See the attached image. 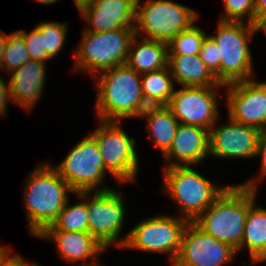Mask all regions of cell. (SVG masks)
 I'll use <instances>...</instances> for the list:
<instances>
[{
	"mask_svg": "<svg viewBox=\"0 0 266 266\" xmlns=\"http://www.w3.org/2000/svg\"><path fill=\"white\" fill-rule=\"evenodd\" d=\"M266 18V0H255V24Z\"/></svg>",
	"mask_w": 266,
	"mask_h": 266,
	"instance_id": "36",
	"label": "cell"
},
{
	"mask_svg": "<svg viewBox=\"0 0 266 266\" xmlns=\"http://www.w3.org/2000/svg\"><path fill=\"white\" fill-rule=\"evenodd\" d=\"M44 37V51L52 59L61 51L68 30L67 23L43 22L35 26Z\"/></svg>",
	"mask_w": 266,
	"mask_h": 266,
	"instance_id": "28",
	"label": "cell"
},
{
	"mask_svg": "<svg viewBox=\"0 0 266 266\" xmlns=\"http://www.w3.org/2000/svg\"><path fill=\"white\" fill-rule=\"evenodd\" d=\"M173 81L174 78L168 66L157 71L141 74L142 94L161 99L168 105L175 91Z\"/></svg>",
	"mask_w": 266,
	"mask_h": 266,
	"instance_id": "25",
	"label": "cell"
},
{
	"mask_svg": "<svg viewBox=\"0 0 266 266\" xmlns=\"http://www.w3.org/2000/svg\"><path fill=\"white\" fill-rule=\"evenodd\" d=\"M225 86L190 87L175 90L168 107L179 123L196 125L210 130L217 124L218 104L216 89Z\"/></svg>",
	"mask_w": 266,
	"mask_h": 266,
	"instance_id": "13",
	"label": "cell"
},
{
	"mask_svg": "<svg viewBox=\"0 0 266 266\" xmlns=\"http://www.w3.org/2000/svg\"><path fill=\"white\" fill-rule=\"evenodd\" d=\"M92 192L75 193L81 201L69 206V201L64 208L44 231H72V232H88L89 213L86 206V198Z\"/></svg>",
	"mask_w": 266,
	"mask_h": 266,
	"instance_id": "23",
	"label": "cell"
},
{
	"mask_svg": "<svg viewBox=\"0 0 266 266\" xmlns=\"http://www.w3.org/2000/svg\"><path fill=\"white\" fill-rule=\"evenodd\" d=\"M224 13L221 21H244L255 25V0H224Z\"/></svg>",
	"mask_w": 266,
	"mask_h": 266,
	"instance_id": "29",
	"label": "cell"
},
{
	"mask_svg": "<svg viewBox=\"0 0 266 266\" xmlns=\"http://www.w3.org/2000/svg\"><path fill=\"white\" fill-rule=\"evenodd\" d=\"M39 238L53 240L61 257L71 263L85 261L94 258V262L86 263L83 266L98 265L96 259L105 248L89 232L72 231H43Z\"/></svg>",
	"mask_w": 266,
	"mask_h": 266,
	"instance_id": "19",
	"label": "cell"
},
{
	"mask_svg": "<svg viewBox=\"0 0 266 266\" xmlns=\"http://www.w3.org/2000/svg\"><path fill=\"white\" fill-rule=\"evenodd\" d=\"M11 252L10 248L8 249L5 246H0V262Z\"/></svg>",
	"mask_w": 266,
	"mask_h": 266,
	"instance_id": "40",
	"label": "cell"
},
{
	"mask_svg": "<svg viewBox=\"0 0 266 266\" xmlns=\"http://www.w3.org/2000/svg\"><path fill=\"white\" fill-rule=\"evenodd\" d=\"M266 261V247L262 250V252L255 257L252 262L253 263H259V262H264Z\"/></svg>",
	"mask_w": 266,
	"mask_h": 266,
	"instance_id": "39",
	"label": "cell"
},
{
	"mask_svg": "<svg viewBox=\"0 0 266 266\" xmlns=\"http://www.w3.org/2000/svg\"><path fill=\"white\" fill-rule=\"evenodd\" d=\"M255 25L243 21H218L217 33L208 35L218 47V81L229 84L251 80L253 60L248 41Z\"/></svg>",
	"mask_w": 266,
	"mask_h": 266,
	"instance_id": "4",
	"label": "cell"
},
{
	"mask_svg": "<svg viewBox=\"0 0 266 266\" xmlns=\"http://www.w3.org/2000/svg\"><path fill=\"white\" fill-rule=\"evenodd\" d=\"M97 121L129 119L142 95L141 74L122 64L95 75Z\"/></svg>",
	"mask_w": 266,
	"mask_h": 266,
	"instance_id": "3",
	"label": "cell"
},
{
	"mask_svg": "<svg viewBox=\"0 0 266 266\" xmlns=\"http://www.w3.org/2000/svg\"><path fill=\"white\" fill-rule=\"evenodd\" d=\"M140 2H136L135 34H147L144 38L149 40L168 43L181 31L191 28L198 19L193 9L173 1L147 0L142 6Z\"/></svg>",
	"mask_w": 266,
	"mask_h": 266,
	"instance_id": "7",
	"label": "cell"
},
{
	"mask_svg": "<svg viewBox=\"0 0 266 266\" xmlns=\"http://www.w3.org/2000/svg\"><path fill=\"white\" fill-rule=\"evenodd\" d=\"M35 1L45 4V5H49V4L57 2L58 0H35Z\"/></svg>",
	"mask_w": 266,
	"mask_h": 266,
	"instance_id": "41",
	"label": "cell"
},
{
	"mask_svg": "<svg viewBox=\"0 0 266 266\" xmlns=\"http://www.w3.org/2000/svg\"><path fill=\"white\" fill-rule=\"evenodd\" d=\"M24 186V202L30 234L38 237L58 217L69 200L70 185L50 163L39 164Z\"/></svg>",
	"mask_w": 266,
	"mask_h": 266,
	"instance_id": "1",
	"label": "cell"
},
{
	"mask_svg": "<svg viewBox=\"0 0 266 266\" xmlns=\"http://www.w3.org/2000/svg\"><path fill=\"white\" fill-rule=\"evenodd\" d=\"M199 56L218 80V47L209 36L204 39Z\"/></svg>",
	"mask_w": 266,
	"mask_h": 266,
	"instance_id": "32",
	"label": "cell"
},
{
	"mask_svg": "<svg viewBox=\"0 0 266 266\" xmlns=\"http://www.w3.org/2000/svg\"><path fill=\"white\" fill-rule=\"evenodd\" d=\"M8 35L0 30V67L3 58L5 46L7 44Z\"/></svg>",
	"mask_w": 266,
	"mask_h": 266,
	"instance_id": "37",
	"label": "cell"
},
{
	"mask_svg": "<svg viewBox=\"0 0 266 266\" xmlns=\"http://www.w3.org/2000/svg\"><path fill=\"white\" fill-rule=\"evenodd\" d=\"M88 1H91V0H74L76 8H78L80 5H82Z\"/></svg>",
	"mask_w": 266,
	"mask_h": 266,
	"instance_id": "42",
	"label": "cell"
},
{
	"mask_svg": "<svg viewBox=\"0 0 266 266\" xmlns=\"http://www.w3.org/2000/svg\"><path fill=\"white\" fill-rule=\"evenodd\" d=\"M236 253L229 244L220 242L189 221L172 266H223L229 264Z\"/></svg>",
	"mask_w": 266,
	"mask_h": 266,
	"instance_id": "12",
	"label": "cell"
},
{
	"mask_svg": "<svg viewBox=\"0 0 266 266\" xmlns=\"http://www.w3.org/2000/svg\"><path fill=\"white\" fill-rule=\"evenodd\" d=\"M53 168L75 193L110 190L105 186L101 189L97 187L104 183L106 169L96 140L91 135L80 140Z\"/></svg>",
	"mask_w": 266,
	"mask_h": 266,
	"instance_id": "9",
	"label": "cell"
},
{
	"mask_svg": "<svg viewBox=\"0 0 266 266\" xmlns=\"http://www.w3.org/2000/svg\"><path fill=\"white\" fill-rule=\"evenodd\" d=\"M167 106L161 99L154 98L148 94H142L131 117H140L147 120L151 116L161 112Z\"/></svg>",
	"mask_w": 266,
	"mask_h": 266,
	"instance_id": "31",
	"label": "cell"
},
{
	"mask_svg": "<svg viewBox=\"0 0 266 266\" xmlns=\"http://www.w3.org/2000/svg\"><path fill=\"white\" fill-rule=\"evenodd\" d=\"M147 131L152 142L158 146L164 155L170 148L176 135L178 119L173 115L171 109L167 106L161 112L147 119Z\"/></svg>",
	"mask_w": 266,
	"mask_h": 266,
	"instance_id": "24",
	"label": "cell"
},
{
	"mask_svg": "<svg viewBox=\"0 0 266 266\" xmlns=\"http://www.w3.org/2000/svg\"><path fill=\"white\" fill-rule=\"evenodd\" d=\"M11 100L9 83L4 81L0 76V115L5 116L7 113V101Z\"/></svg>",
	"mask_w": 266,
	"mask_h": 266,
	"instance_id": "34",
	"label": "cell"
},
{
	"mask_svg": "<svg viewBox=\"0 0 266 266\" xmlns=\"http://www.w3.org/2000/svg\"><path fill=\"white\" fill-rule=\"evenodd\" d=\"M208 35L198 26L181 31L168 42V55H199Z\"/></svg>",
	"mask_w": 266,
	"mask_h": 266,
	"instance_id": "26",
	"label": "cell"
},
{
	"mask_svg": "<svg viewBox=\"0 0 266 266\" xmlns=\"http://www.w3.org/2000/svg\"><path fill=\"white\" fill-rule=\"evenodd\" d=\"M256 32L263 31L266 35V18L259 20L255 24Z\"/></svg>",
	"mask_w": 266,
	"mask_h": 266,
	"instance_id": "38",
	"label": "cell"
},
{
	"mask_svg": "<svg viewBox=\"0 0 266 266\" xmlns=\"http://www.w3.org/2000/svg\"><path fill=\"white\" fill-rule=\"evenodd\" d=\"M249 212V188L227 185L226 189L193 222L215 239L240 248Z\"/></svg>",
	"mask_w": 266,
	"mask_h": 266,
	"instance_id": "2",
	"label": "cell"
},
{
	"mask_svg": "<svg viewBox=\"0 0 266 266\" xmlns=\"http://www.w3.org/2000/svg\"><path fill=\"white\" fill-rule=\"evenodd\" d=\"M261 156V175L263 177L266 176V129H263L259 132V137H258V143H257V150H256V155Z\"/></svg>",
	"mask_w": 266,
	"mask_h": 266,
	"instance_id": "33",
	"label": "cell"
},
{
	"mask_svg": "<svg viewBox=\"0 0 266 266\" xmlns=\"http://www.w3.org/2000/svg\"><path fill=\"white\" fill-rule=\"evenodd\" d=\"M23 38L27 51L29 52L30 60L45 62L51 58L44 51V37L35 27L28 33L25 30L17 31Z\"/></svg>",
	"mask_w": 266,
	"mask_h": 266,
	"instance_id": "30",
	"label": "cell"
},
{
	"mask_svg": "<svg viewBox=\"0 0 266 266\" xmlns=\"http://www.w3.org/2000/svg\"><path fill=\"white\" fill-rule=\"evenodd\" d=\"M131 41L126 64L139 74L157 71L168 66V43L149 40Z\"/></svg>",
	"mask_w": 266,
	"mask_h": 266,
	"instance_id": "22",
	"label": "cell"
},
{
	"mask_svg": "<svg viewBox=\"0 0 266 266\" xmlns=\"http://www.w3.org/2000/svg\"><path fill=\"white\" fill-rule=\"evenodd\" d=\"M189 221L185 218L156 215L137 224L123 238L122 248L137 249L145 252L166 253L171 264L176 259L183 231Z\"/></svg>",
	"mask_w": 266,
	"mask_h": 266,
	"instance_id": "10",
	"label": "cell"
},
{
	"mask_svg": "<svg viewBox=\"0 0 266 266\" xmlns=\"http://www.w3.org/2000/svg\"><path fill=\"white\" fill-rule=\"evenodd\" d=\"M225 88L228 118L260 131L266 129V82L237 81Z\"/></svg>",
	"mask_w": 266,
	"mask_h": 266,
	"instance_id": "14",
	"label": "cell"
},
{
	"mask_svg": "<svg viewBox=\"0 0 266 266\" xmlns=\"http://www.w3.org/2000/svg\"><path fill=\"white\" fill-rule=\"evenodd\" d=\"M86 199L89 213L88 232L105 248L112 244L122 248L124 239L119 238L125 219V205L119 192L114 189L93 191Z\"/></svg>",
	"mask_w": 266,
	"mask_h": 266,
	"instance_id": "11",
	"label": "cell"
},
{
	"mask_svg": "<svg viewBox=\"0 0 266 266\" xmlns=\"http://www.w3.org/2000/svg\"><path fill=\"white\" fill-rule=\"evenodd\" d=\"M46 63L29 60L9 73L11 101L30 110L41 98L46 77Z\"/></svg>",
	"mask_w": 266,
	"mask_h": 266,
	"instance_id": "18",
	"label": "cell"
},
{
	"mask_svg": "<svg viewBox=\"0 0 266 266\" xmlns=\"http://www.w3.org/2000/svg\"><path fill=\"white\" fill-rule=\"evenodd\" d=\"M26 262L20 255L9 253L1 262L0 266H38L36 263Z\"/></svg>",
	"mask_w": 266,
	"mask_h": 266,
	"instance_id": "35",
	"label": "cell"
},
{
	"mask_svg": "<svg viewBox=\"0 0 266 266\" xmlns=\"http://www.w3.org/2000/svg\"><path fill=\"white\" fill-rule=\"evenodd\" d=\"M256 180L257 178H252L251 181L240 184L249 188V212L244 226L241 246L236 252L246 246L251 262L266 247V208L257 207L255 204L258 186Z\"/></svg>",
	"mask_w": 266,
	"mask_h": 266,
	"instance_id": "20",
	"label": "cell"
},
{
	"mask_svg": "<svg viewBox=\"0 0 266 266\" xmlns=\"http://www.w3.org/2000/svg\"><path fill=\"white\" fill-rule=\"evenodd\" d=\"M99 127L90 135L96 140L106 171L120 185L134 182L138 171L135 139L127 135L119 121L100 120Z\"/></svg>",
	"mask_w": 266,
	"mask_h": 266,
	"instance_id": "8",
	"label": "cell"
},
{
	"mask_svg": "<svg viewBox=\"0 0 266 266\" xmlns=\"http://www.w3.org/2000/svg\"><path fill=\"white\" fill-rule=\"evenodd\" d=\"M135 28H119L106 32L84 31L75 52V69L96 75L126 64Z\"/></svg>",
	"mask_w": 266,
	"mask_h": 266,
	"instance_id": "5",
	"label": "cell"
},
{
	"mask_svg": "<svg viewBox=\"0 0 266 266\" xmlns=\"http://www.w3.org/2000/svg\"><path fill=\"white\" fill-rule=\"evenodd\" d=\"M191 167H164V192L181 207V217L188 221H194L227 187L217 188Z\"/></svg>",
	"mask_w": 266,
	"mask_h": 266,
	"instance_id": "6",
	"label": "cell"
},
{
	"mask_svg": "<svg viewBox=\"0 0 266 266\" xmlns=\"http://www.w3.org/2000/svg\"><path fill=\"white\" fill-rule=\"evenodd\" d=\"M209 130V155L218 158H252L256 155L260 130L228 119Z\"/></svg>",
	"mask_w": 266,
	"mask_h": 266,
	"instance_id": "15",
	"label": "cell"
},
{
	"mask_svg": "<svg viewBox=\"0 0 266 266\" xmlns=\"http://www.w3.org/2000/svg\"><path fill=\"white\" fill-rule=\"evenodd\" d=\"M168 67L174 81L182 87L225 86L219 83L199 55H168Z\"/></svg>",
	"mask_w": 266,
	"mask_h": 266,
	"instance_id": "21",
	"label": "cell"
},
{
	"mask_svg": "<svg viewBox=\"0 0 266 266\" xmlns=\"http://www.w3.org/2000/svg\"><path fill=\"white\" fill-rule=\"evenodd\" d=\"M30 60L22 36L16 31L8 35L0 69H6V73L16 70Z\"/></svg>",
	"mask_w": 266,
	"mask_h": 266,
	"instance_id": "27",
	"label": "cell"
},
{
	"mask_svg": "<svg viewBox=\"0 0 266 266\" xmlns=\"http://www.w3.org/2000/svg\"><path fill=\"white\" fill-rule=\"evenodd\" d=\"M206 156H209V130L181 123L169 150L163 155L166 162H169L166 167H193L206 159Z\"/></svg>",
	"mask_w": 266,
	"mask_h": 266,
	"instance_id": "17",
	"label": "cell"
},
{
	"mask_svg": "<svg viewBox=\"0 0 266 266\" xmlns=\"http://www.w3.org/2000/svg\"><path fill=\"white\" fill-rule=\"evenodd\" d=\"M136 2L137 0H91L80 5L77 9L88 24L84 31L99 33L134 28Z\"/></svg>",
	"mask_w": 266,
	"mask_h": 266,
	"instance_id": "16",
	"label": "cell"
}]
</instances>
